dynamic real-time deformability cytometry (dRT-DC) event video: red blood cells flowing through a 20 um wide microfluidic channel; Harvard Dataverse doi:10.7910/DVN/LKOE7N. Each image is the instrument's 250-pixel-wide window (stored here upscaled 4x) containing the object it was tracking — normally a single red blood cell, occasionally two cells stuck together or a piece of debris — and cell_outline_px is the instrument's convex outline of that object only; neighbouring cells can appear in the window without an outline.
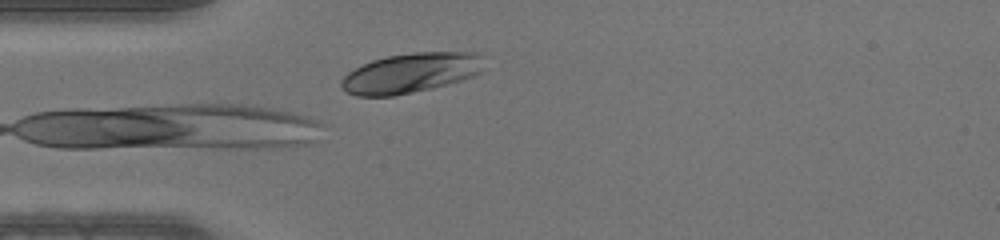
{"species": "human", "species_latin": "Homo sapiens", "temperature_condition": "warm", "stored_images_in_passage": 29, "camera_frame_rate_fps": 3000, "um_per_image_px": 0.085, "donor": {"sex": "male"}, "frame": {"image": 1, "passage_image": 1, "time_ms": 0.0, "image_size_px": [1000, 240], "cell_outline_px": [[480, 72], [476, 76], [448, 84], [432, 88], [392, 96], [356, 96], [348, 92], [340, 84], [340, 80], [348, 72], [372, 60], [388, 56], [412, 52], [476, 52], [480, 56]], "centroid_in_image_um": [34.89, 6.2], "position_along_channel_um": 50.1, "area_um2": 32.83}}
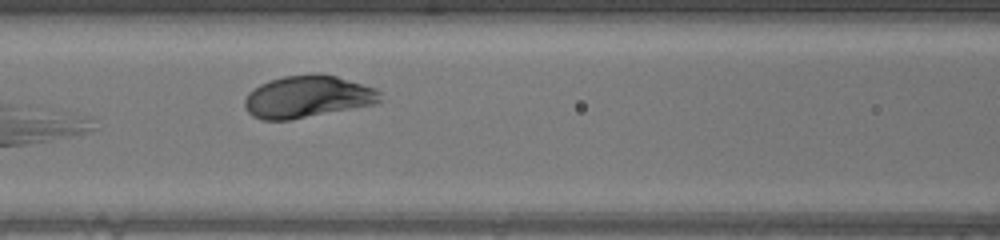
{"frame": {"image": 2, "passage_image": 8, "time_ms": 2.333, "image_size_px": [1000, 240], "cell_outline_px": [[384, 100], [376, 104], [288, 120], [260, 120], [252, 116], [244, 108], [244, 100], [248, 92], [260, 84], [268, 80], [284, 76], [312, 72], [320, 72], [336, 76], [376, 88], [380, 92]], "centroid_in_image_um": [26.14, 8.2], "position_along_channel_um": 140.5, "area_um2": 33.76}}
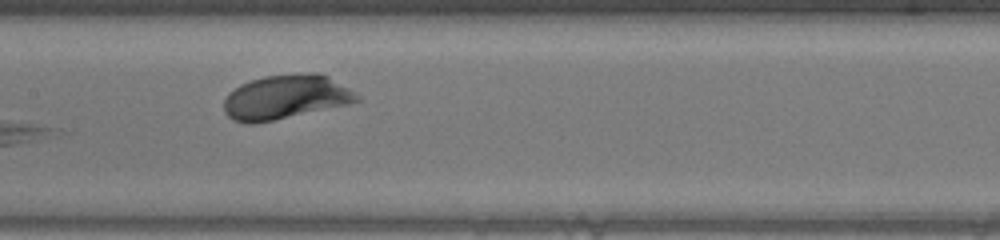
{"frame": {"image": 3, "passage_image": 11, "time_ms": 3.333, "image_size_px": [1000, 240], "cell_outline_px": [[360, 100], [352, 104], [252, 124], [244, 124], [232, 120], [224, 112], [224, 100], [228, 92], [240, 84], [264, 76], [312, 72], [316, 72], [328, 76], [356, 92], [360, 96]], "centroid_in_image_um": [24.29, 8.25], "position_along_channel_um": 183.1, "area_um2": 34.56}}